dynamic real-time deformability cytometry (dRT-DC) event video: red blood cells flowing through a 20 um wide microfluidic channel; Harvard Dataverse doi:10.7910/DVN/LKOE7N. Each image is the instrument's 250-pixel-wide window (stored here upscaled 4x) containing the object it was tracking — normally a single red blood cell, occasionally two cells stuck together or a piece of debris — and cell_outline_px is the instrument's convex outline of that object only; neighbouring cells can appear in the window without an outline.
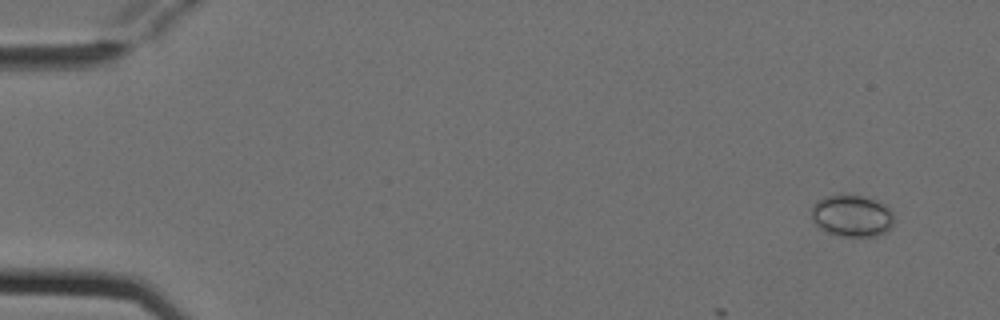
{"species": "Egyptian fruit bat (a non-hibernating species)", "species_latin": "Rousettus aegyptiacus", "temperature_condition": "cold", "stored_images_in_passage": 7, "camera_frame_rate_fps": 3000, "um_per_image_px": 0.085, "animal": {"sex": "female"}, "frame": {"image": 1, "passage_image": 1, "time_ms": 0.0, "image_size_px": [1000, 320], "cell_outline_px": [[892, 224], [884, 232], [876, 236], [836, 236], [824, 232], [812, 220], [812, 204], [816, 200], [824, 196], [864, 196], [876, 200], [892, 208]], "centroid_in_image_um": [72.38, 18.35], "position_along_channel_um": 12.6, "area_um2": 20.11}}
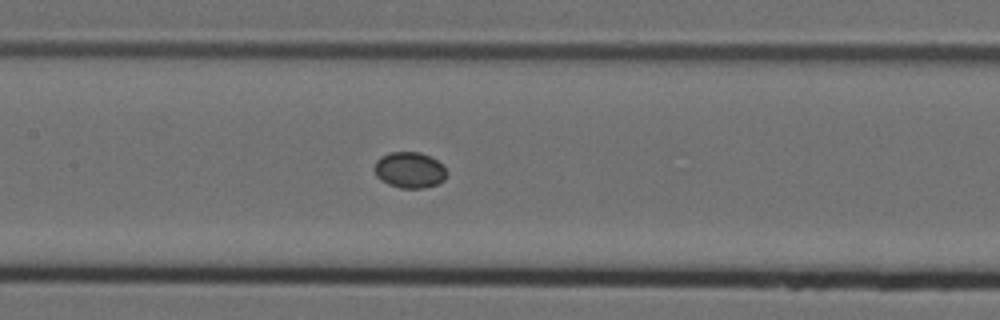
{"frame": {"image": 2, "passage_image": 7, "time_ms": 2.0, "image_size_px": [1000, 320], "cell_outline_px": [[448, 172], [444, 180], [436, 184], [424, 188], [400, 188], [388, 184], [380, 180], [376, 176], [376, 160], [380, 156], [392, 152], [420, 152], [436, 160]], "centroid_in_image_um": [34.81, 14.46], "position_along_channel_um": 172.6, "area_um2": 15.03}}